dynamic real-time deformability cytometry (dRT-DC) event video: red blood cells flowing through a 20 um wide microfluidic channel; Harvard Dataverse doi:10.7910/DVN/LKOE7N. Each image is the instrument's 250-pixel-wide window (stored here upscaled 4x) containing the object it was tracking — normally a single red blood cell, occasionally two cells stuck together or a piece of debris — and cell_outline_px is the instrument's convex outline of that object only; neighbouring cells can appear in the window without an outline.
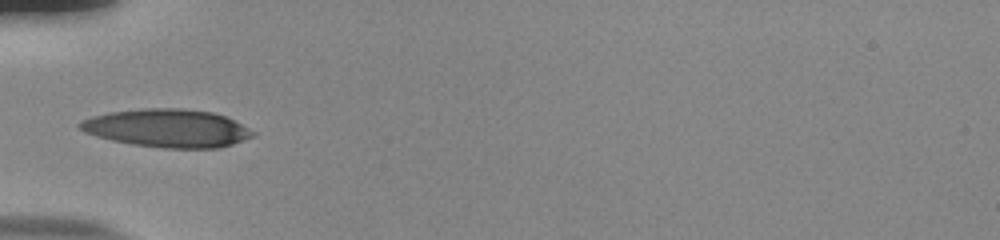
{"species": "human", "species_latin": "Homo sapiens", "temperature_condition": "room temperature", "stored_images_in_passage": 25, "camera_frame_rate_fps": 3000, "um_per_image_px": 0.085, "donor": {"sex": "male"}, "frame": {"image": 1, "passage_image": 1, "time_ms": 0.0, "image_size_px": [1000, 240], "cell_outline_px": [[256, 136], [220, 148], [164, 148], [132, 144], [112, 140], [96, 136], [84, 132], [76, 124], [80, 120], [92, 116], [108, 112], [144, 108], [180, 108], [212, 112], [224, 116], [256, 132]], "centroid_in_image_um": [14.2, 10.89], "position_along_channel_um": 70.8, "area_um2": 38.44}}
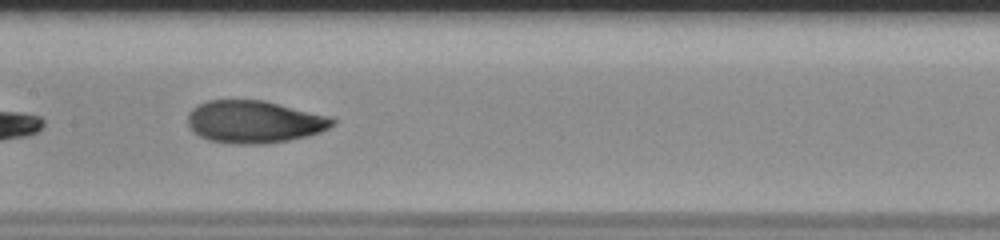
{"frame": {"image": 2, "passage_image": 10, "time_ms": 3.0, "image_size_px": [1000, 240], "cell_outline_px": [[336, 124], [320, 132], [308, 136], [288, 140], [264, 144], [232, 144], [208, 140], [192, 132], [188, 124], [188, 112], [192, 108], [208, 100], [264, 100], [328, 116], [336, 120]], "centroid_in_image_um": [21.59, 10.36], "position_along_channel_um": 185.8, "area_um2": 35.89}}
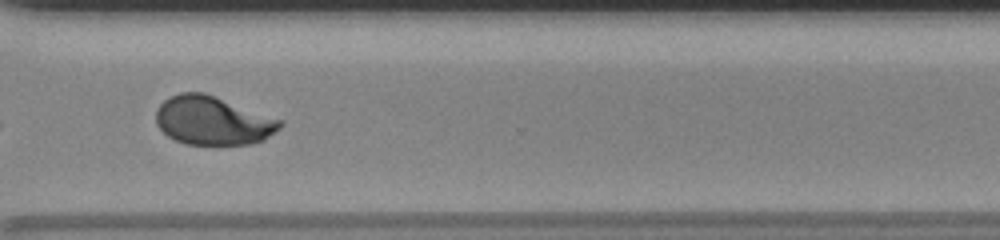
{"frame": {"image": 3, "passage_image": 23, "time_ms": 7.333, "image_size_px": [1000, 240], "cell_outline_px": [[284, 124], [280, 128], [264, 140], [248, 144], [188, 144], [176, 140], [168, 136], [156, 124], [156, 108], [164, 100], [180, 92], [204, 92], [284, 120]], "centroid_in_image_um": [18.11, 10.24], "position_along_channel_um": 352.5, "area_um2": 35.2}, "authors_computed_cell_mechanics": {"area_um2": 36.2984, "velocity_mm_per_s": 3.8579, "shape_relaxation_time_tau1_ms": 4.7328, "shape_relaxation_time_tau2_ms": 1.2094, "deformation_change_tau1": 0.2001, "deformation_change_tau2": 0.0491}}